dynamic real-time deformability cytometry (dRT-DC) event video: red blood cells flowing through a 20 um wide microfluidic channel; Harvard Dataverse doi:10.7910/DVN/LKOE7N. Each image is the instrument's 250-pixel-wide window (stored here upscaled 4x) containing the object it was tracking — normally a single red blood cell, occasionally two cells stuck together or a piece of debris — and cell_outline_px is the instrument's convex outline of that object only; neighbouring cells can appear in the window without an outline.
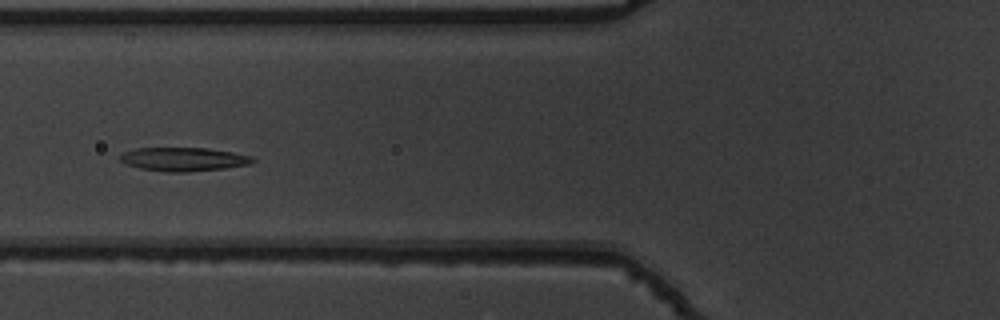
{"species": "common noctule bat (a hibernating species)", "species_latin": "Nyctalus noctula", "temperature_condition": "warm", "stored_images_in_passage": 42, "segment_of_instrument_passage": [1, 2], "camera_frame_rate_fps": 3000, "um_per_image_px": 0.085, "animal": {"sex": "male", "body_mass_g": 19.5, "forearm_length_mm": 54.6}, "frame": {"image": 1, "passage_image": 8, "time_ms": 2.333, "image_size_px": [1000, 320], "cell_outline_px": [[256, 160], [248, 164], [224, 168], [188, 172], [164, 172], [140, 168], [124, 164], [120, 160], [120, 156], [124, 152], [136, 148], [208, 148], [232, 152], [252, 156]], "centroid_in_image_um": [15.58, 13.54], "position_along_channel_um": 110.2, "area_um2": 18.26}}
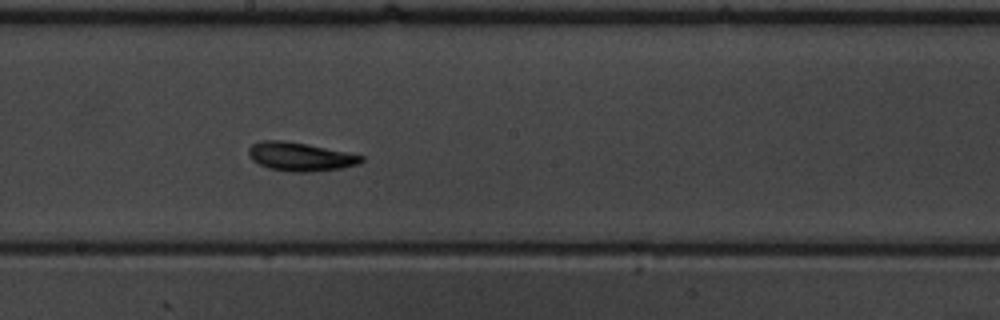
{"frame": {"image": 2, "passage_image": 17, "time_ms": 5.333, "image_size_px": [1000, 320], "cell_outline_px": [[364, 160], [360, 164], [340, 168], [308, 172], [292, 172], [268, 168], [252, 160], [248, 156], [248, 148], [252, 144], [260, 140], [284, 140], [308, 144], [364, 156]], "centroid_in_image_um": [25.49, 13.31], "position_along_channel_um": 222.7, "area_um2": 18.84}}
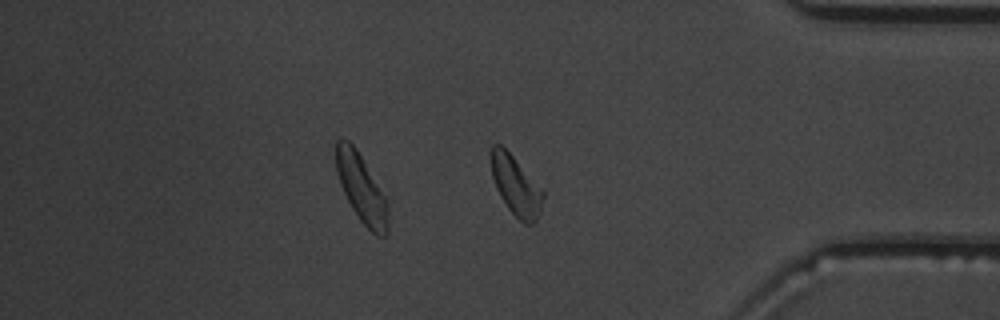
{"frame": {"image": 3, "passage_image": 32, "time_ms": 10.333, "image_size_px": [1000, 320], "cell_outline_px": [[544, 196], [540, 212], [536, 220], [532, 224], [524, 224], [508, 208], [500, 196], [496, 188], [492, 176], [492, 144], [500, 144], [512, 156], [544, 192]], "centroid_in_image_um": [43.86, 15.83], "position_along_channel_um": 391.3, "area_um2": 17.4}}